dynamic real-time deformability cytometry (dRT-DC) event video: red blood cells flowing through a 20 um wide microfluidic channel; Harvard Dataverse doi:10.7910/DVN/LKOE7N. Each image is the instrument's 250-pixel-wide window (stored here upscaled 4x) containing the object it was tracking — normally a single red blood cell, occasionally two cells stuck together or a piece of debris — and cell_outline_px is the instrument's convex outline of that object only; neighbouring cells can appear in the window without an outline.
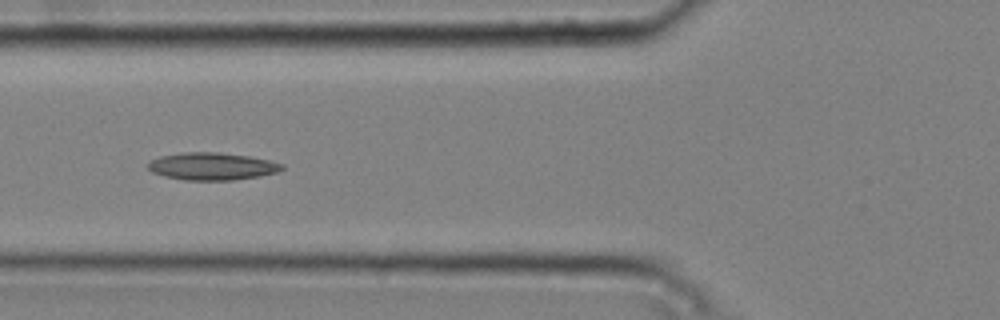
{"species": "common noctule bat (a hibernating species)", "species_latin": "Nyctalus noctula", "temperature_condition": "cold", "stored_images_in_passage": 7, "camera_frame_rate_fps": 3000, "um_per_image_px": 0.085, "animal": {"sex": "male", "body_mass_g": 20.4}, "frame": {"image": 1, "passage_image": 5, "time_ms": 1.333, "image_size_px": [1000, 320], "cell_outline_px": [[284, 168], [276, 172], [260, 176], [232, 180], [184, 180], [164, 176], [152, 172], [148, 168], [148, 164], [152, 160], [160, 156], [184, 152], [220, 152], [248, 156], [268, 160], [284, 164]], "centroid_in_image_um": [18.02, 14.13], "position_along_channel_um": 107.8, "area_um2": 21.33}}
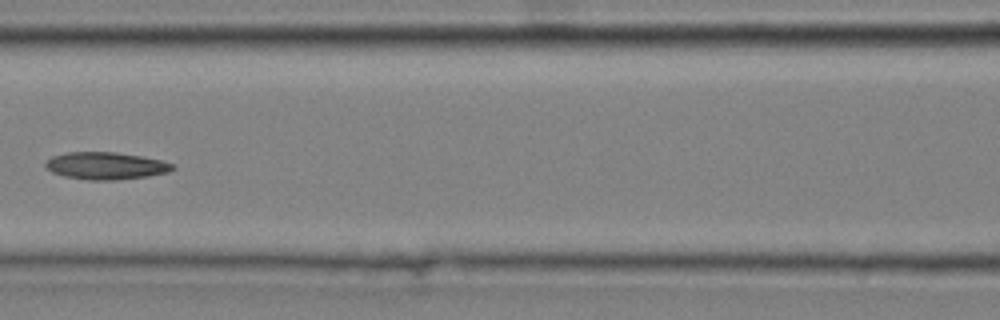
{"frame": {"image": 2, "passage_image": 6, "time_ms": 1.667, "image_size_px": [1000, 320], "cell_outline_px": [[176, 168], [168, 172], [148, 176], [116, 180], [88, 180], [64, 176], [52, 172], [44, 164], [44, 160], [52, 156], [68, 152], [116, 152], [144, 156], [176, 164]], "centroid_in_image_um": [9.01, 14.08], "position_along_channel_um": 157.6, "area_um2": 20.4}}
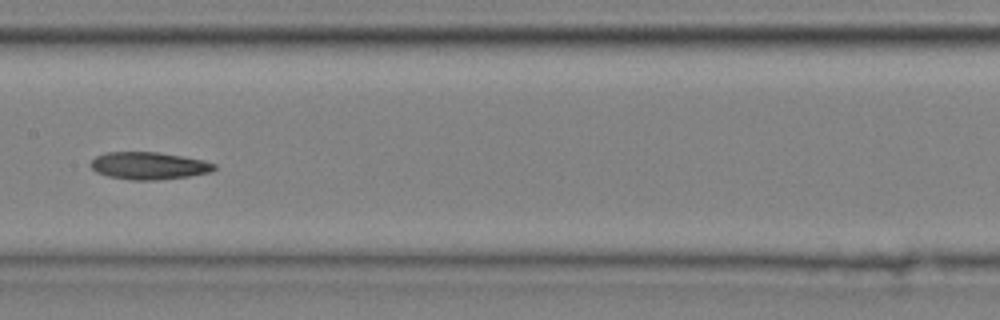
{"frame": {"image": 3, "passage_image": 7, "time_ms": 2.0, "image_size_px": [1000, 320], "cell_outline_px": [[216, 168], [212, 172], [188, 176], [156, 180], [132, 180], [108, 176], [96, 172], [88, 164], [96, 156], [108, 152], [156, 152], [204, 160], [216, 164]], "centroid_in_image_um": [12.64, 14.09], "position_along_channel_um": 194.8, "area_um2": 19.65}}